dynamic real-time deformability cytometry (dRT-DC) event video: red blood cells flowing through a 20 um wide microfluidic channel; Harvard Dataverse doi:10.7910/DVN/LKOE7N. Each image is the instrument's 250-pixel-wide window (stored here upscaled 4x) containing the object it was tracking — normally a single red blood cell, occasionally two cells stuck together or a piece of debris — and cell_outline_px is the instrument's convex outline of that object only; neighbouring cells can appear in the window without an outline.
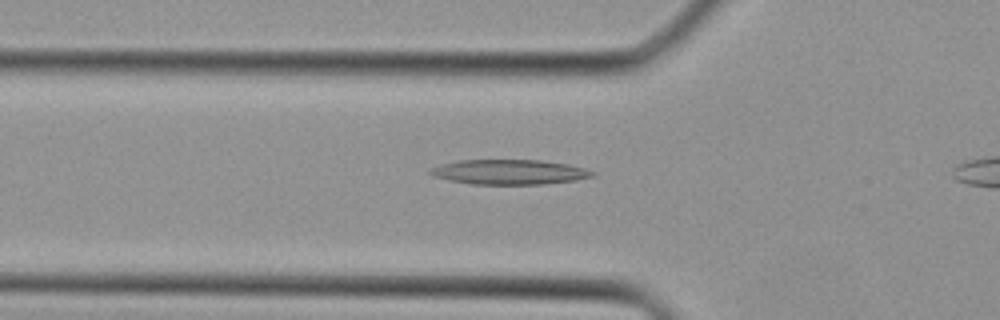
{"species": "Egyptian fruit bat (a non-hibernating species)", "species_latin": "Rousettus aegyptiacus", "temperature_condition": "cold", "stored_images_in_passage": 5, "camera_frame_rate_fps": 3000, "um_per_image_px": 0.085, "animal": {"sex": "female"}, "frame": {"image": 1, "passage_image": 3, "time_ms": 0.667, "image_size_px": [1000, 320], "cell_outline_px": [[596, 176], [576, 180], [540, 184], [472, 184], [452, 180], [436, 176], [428, 172], [432, 168], [440, 164], [460, 160], [540, 160], [568, 164], [584, 168], [596, 172]], "centroid_in_image_um": [43.35, 14.61], "position_along_channel_um": 82.4, "area_um2": 23.29}}